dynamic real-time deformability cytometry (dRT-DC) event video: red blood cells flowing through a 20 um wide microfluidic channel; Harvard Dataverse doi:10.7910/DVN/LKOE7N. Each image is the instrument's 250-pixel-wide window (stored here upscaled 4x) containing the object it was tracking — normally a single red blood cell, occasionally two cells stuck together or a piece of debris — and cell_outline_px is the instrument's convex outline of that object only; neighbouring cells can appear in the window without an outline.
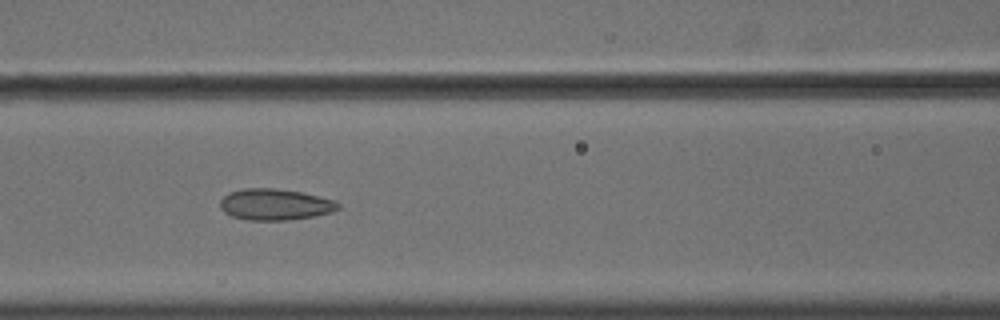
{"species": "common noctule bat (a hibernating species)", "species_latin": "Nyctalus noctula", "temperature_condition": "cold", "stored_images_in_passage": 39, "camera_frame_rate_fps": 3000, "um_per_image_px": 0.085, "animal": {"sex": "male", "body_mass_g": 18.8}, "frame": {"image": 1, "passage_image": 8, "time_ms": 2.333, "image_size_px": [1000, 320], "cell_outline_px": [[340, 208], [332, 212], [312, 216], [288, 220], [248, 220], [232, 216], [224, 212], [220, 208], [220, 200], [228, 192], [244, 188], [272, 188], [300, 192], [336, 200], [340, 204]], "centroid_in_image_um": [23.37, 17.38], "position_along_channel_um": 143.2, "area_um2": 21.5}}
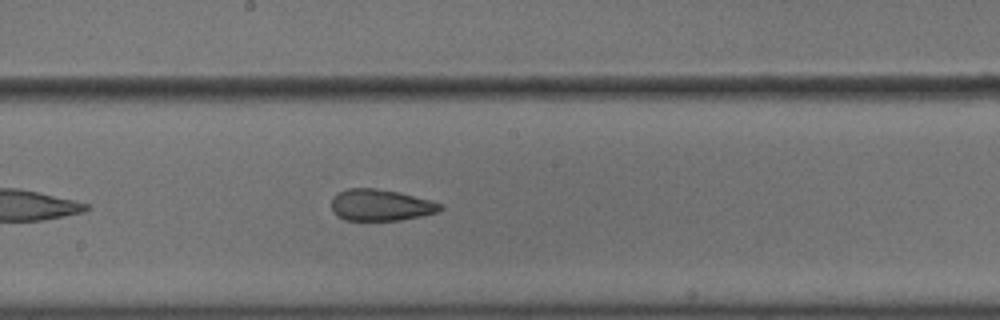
{"frame": {"image": 2, "passage_image": 14, "time_ms": 4.333, "image_size_px": [1000, 320], "cell_outline_px": [[444, 208], [440, 212], [400, 220], [344, 220], [336, 216], [332, 212], [332, 196], [348, 188], [376, 188], [400, 192], [444, 204]], "centroid_in_image_um": [32.37, 17.43], "position_along_channel_um": 215.8, "area_um2": 20.17}}
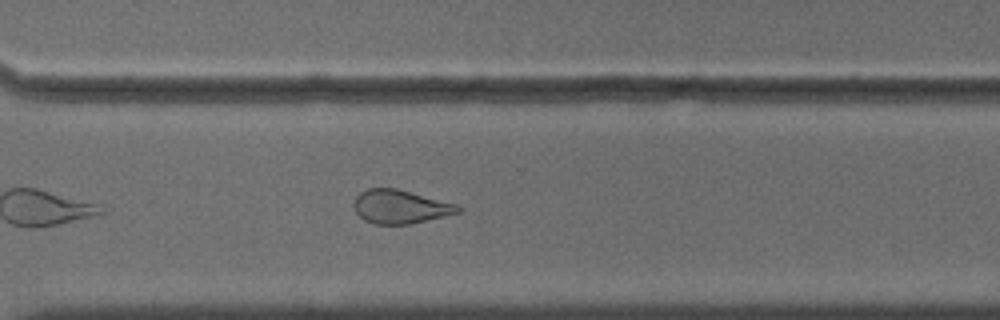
{"frame": {"image": 3, "passage_image": 24, "time_ms": 7.667, "image_size_px": [1000, 320], "cell_outline_px": [[460, 212], [444, 216], [408, 224], [376, 224], [364, 220], [356, 212], [352, 204], [356, 196], [360, 192], [368, 188], [396, 188], [456, 204], [460, 208]], "centroid_in_image_um": [33.97, 17.56], "position_along_channel_um": 336.6, "area_um2": 20.17}, "authors_computed_cell_mechanics": {"area_um2": 21.7328, "velocity_mm_per_s": 3.6294, "shape_relaxation_time_tau1_ms": null, "shape_relaxation_time_tau2_ms": 2.0658, "deformation_change_tau1": null, "deformation_change_tau2": 0.0903}}